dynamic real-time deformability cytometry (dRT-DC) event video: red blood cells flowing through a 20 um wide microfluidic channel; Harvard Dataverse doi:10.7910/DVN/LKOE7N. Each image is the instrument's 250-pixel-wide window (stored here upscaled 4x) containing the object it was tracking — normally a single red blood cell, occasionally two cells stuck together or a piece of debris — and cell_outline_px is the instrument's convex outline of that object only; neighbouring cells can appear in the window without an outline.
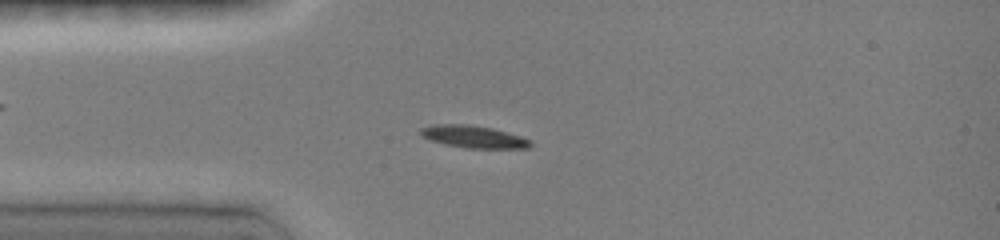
{"species": "common noctule bat (a hibernating species)", "species_latin": "Nyctalus noctula", "temperature_condition": "room temperature", "stored_images_in_passage": 48, "camera_frame_rate_fps": 3000, "um_per_image_px": 0.085, "animal": {"sex": "female", "body_mass_g": 19.0, "forearm_length_mm": 51.5}, "frame": {"image": 1, "passage_image": 12, "time_ms": 3.667, "image_size_px": [1000, 240], "cell_outline_px": [[532, 144], [528, 148], [468, 148], [444, 144], [420, 136], [420, 128], [432, 124], [468, 124], [492, 128], [520, 136], [532, 140]], "centroid_in_image_um": [40.23, 11.61], "position_along_channel_um": 44.8, "area_um2": 14.28}}
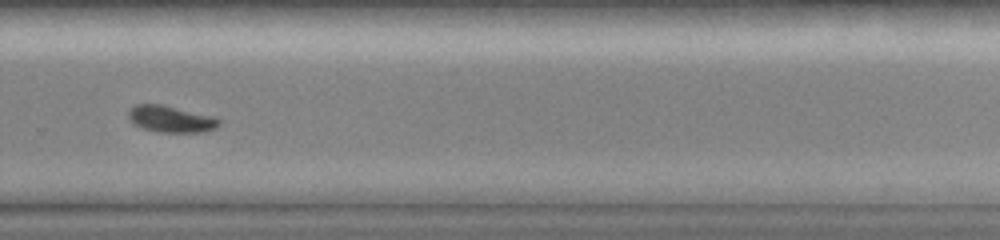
{"frame": {"image": 2, "passage_image": 33, "time_ms": 10.667, "image_size_px": [1000, 240], "cell_outline_px": [[220, 124], [216, 128], [204, 132], [160, 132], [140, 128], [132, 124], [128, 116], [128, 108], [136, 104], [160, 104], [212, 116], [220, 120]], "centroid_in_image_um": [14.47, 10.12], "position_along_channel_um": 315.3, "area_um2": 14.1}}
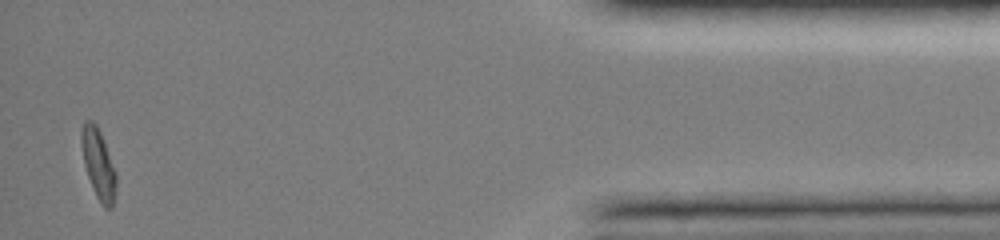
{"frame": {"image": 3, "passage_image": 46, "time_ms": 15.0, "image_size_px": [1000, 240], "cell_outline_px": [[116, 184], [112, 208], [104, 208], [100, 204], [92, 188], [84, 164], [80, 140], [80, 128], [84, 120], [92, 120], [96, 124], [100, 132], [116, 172]], "centroid_in_image_um": [8.33, 13.92], "position_along_channel_um": 426.9, "area_um2": 14.22}, "authors_computed_cell_mechanics": {"area_um2": 14.0454, "velocity_mm_per_s": 4.0299, "shape_relaxation_time_tau1_ms": 1.9949, "shape_relaxation_time_tau2_ms": null, "deformation_change_tau1": 0.1395, "deformation_change_tau2": null}}